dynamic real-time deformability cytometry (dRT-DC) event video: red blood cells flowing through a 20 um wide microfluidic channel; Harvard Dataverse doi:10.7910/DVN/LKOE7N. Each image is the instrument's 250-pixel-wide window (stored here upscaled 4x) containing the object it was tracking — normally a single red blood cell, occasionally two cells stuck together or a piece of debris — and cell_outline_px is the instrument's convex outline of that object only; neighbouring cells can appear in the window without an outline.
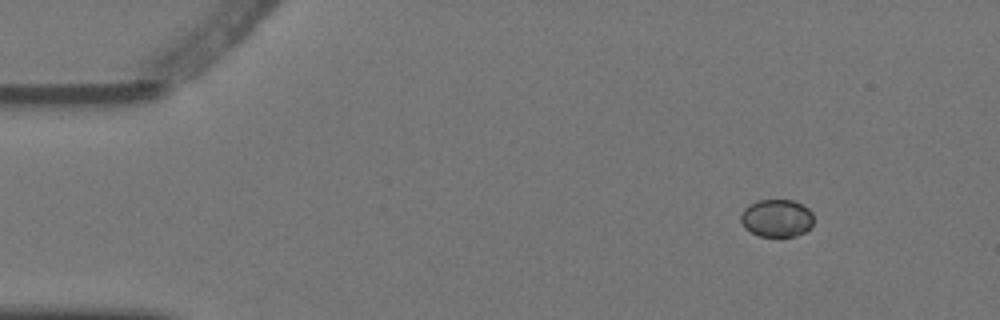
{"species": "Egyptian fruit bat (a non-hibernating species)", "species_latin": "Rousettus aegyptiacus", "temperature_condition": "warm", "stored_images_in_passage": 9, "camera_frame_rate_fps": 3000, "um_per_image_px": 0.085, "animal": {"sex": "female"}, "frame": {"image": 1, "passage_image": 1, "time_ms": 0.0, "image_size_px": [1000, 320], "cell_outline_px": [[812, 224], [804, 232], [796, 236], [760, 236], [744, 228], [740, 220], [740, 216], [744, 208], [756, 200], [792, 200], [808, 208], [812, 212]], "centroid_in_image_um": [65.99, 18.53], "position_along_channel_um": 19.0, "area_um2": 15.9}}
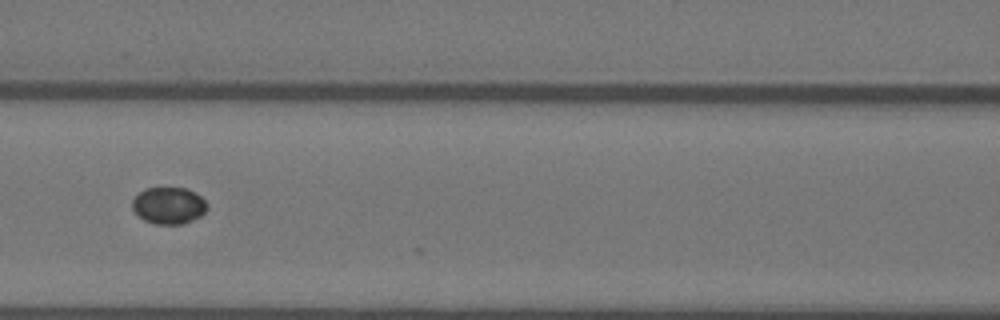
{"frame": {"image": 2, "passage_image": 6, "time_ms": 1.667, "image_size_px": [1000, 320], "cell_outline_px": [[208, 208], [200, 216], [184, 224], [156, 224], [144, 220], [132, 208], [132, 200], [144, 188], [184, 188], [196, 192], [208, 204]], "centroid_in_image_um": [14.36, 17.47], "position_along_channel_um": 152.2, "area_um2": 16.01}}
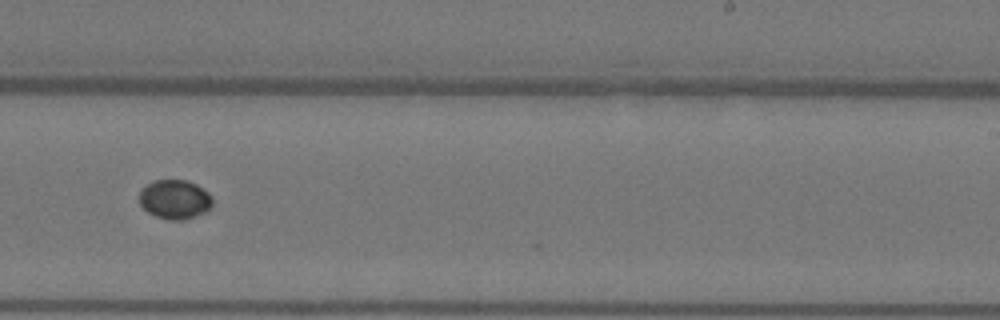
{"frame": {"image": 3, "passage_image": 9, "time_ms": 2.667, "image_size_px": [1000, 320], "cell_outline_px": [[212, 204], [204, 212], [184, 220], [168, 220], [156, 216], [148, 212], [140, 204], [140, 192], [148, 184], [156, 180], [188, 180], [196, 184], [208, 192], [212, 196]], "centroid_in_image_um": [14.87, 16.95], "position_along_channel_um": 274.1, "area_um2": 16.53}}